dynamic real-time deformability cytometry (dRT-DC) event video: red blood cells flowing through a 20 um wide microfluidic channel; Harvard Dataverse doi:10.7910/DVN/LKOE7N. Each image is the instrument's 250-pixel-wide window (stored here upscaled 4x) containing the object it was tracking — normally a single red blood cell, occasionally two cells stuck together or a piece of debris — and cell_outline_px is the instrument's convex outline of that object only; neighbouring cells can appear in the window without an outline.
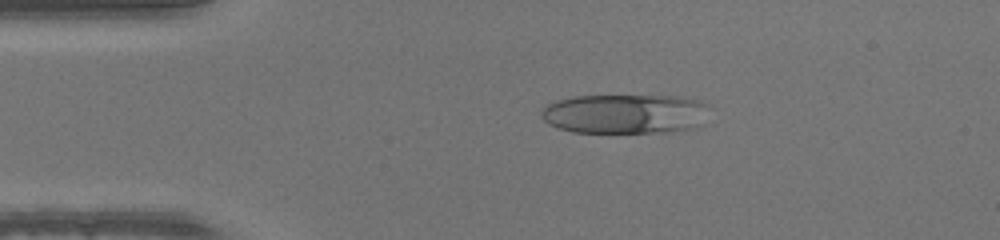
{"species": "human", "species_latin": "Homo sapiens", "temperature_condition": "warm", "stored_images_in_passage": 40, "camera_frame_rate_fps": 3000, "um_per_image_px": 0.085, "donor": {"sex": "male"}, "frame": {"image": 1, "passage_image": 1, "time_ms": 0.0, "image_size_px": [1000, 240], "cell_outline_px": [[716, 108], [704, 124], [696, 128], [668, 132], [572, 132], [556, 128], [548, 124], [540, 116], [540, 112], [548, 104], [556, 100], [572, 96], [676, 96], [700, 100]], "centroid_in_image_um": [53.25, 9.68], "position_along_channel_um": 31.7, "area_um2": 39.82}}
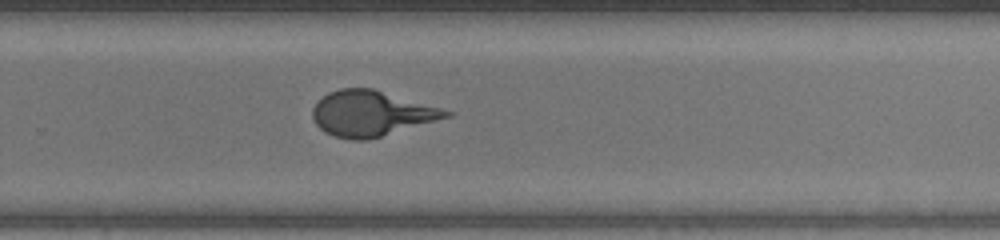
{"frame": {"image": 2, "passage_image": 23, "time_ms": 7.333, "image_size_px": [1000, 240], "cell_outline_px": [[452, 116], [368, 140], [352, 140], [336, 136], [324, 132], [316, 124], [312, 116], [312, 108], [316, 100], [328, 92], [340, 88], [372, 88], [440, 108], [452, 112]], "centroid_in_image_um": [31.5, 9.64], "position_along_channel_um": 298.3, "area_um2": 35.14}}
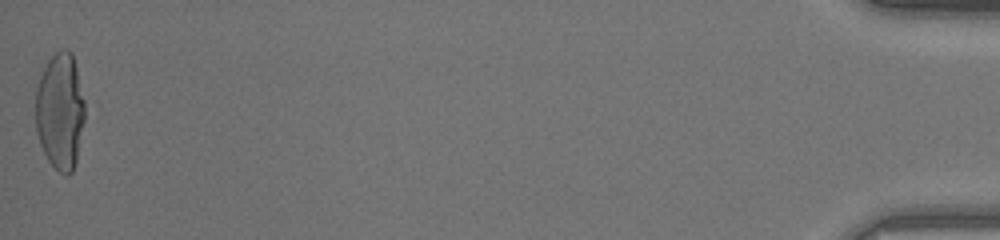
{"frame": {"image": 3, "passage_image": 40, "time_ms": 13.0, "image_size_px": [1000, 240], "cell_outline_px": [[84, 120], [76, 160], [72, 172], [68, 176], [64, 176], [48, 160], [40, 144], [36, 132], [36, 88], [40, 76], [48, 60], [56, 52], [64, 48], [68, 48], [72, 52], [84, 100]], "centroid_in_image_um": [5.1, 9.45], "position_along_channel_um": 430.1, "area_um2": 33.35}}